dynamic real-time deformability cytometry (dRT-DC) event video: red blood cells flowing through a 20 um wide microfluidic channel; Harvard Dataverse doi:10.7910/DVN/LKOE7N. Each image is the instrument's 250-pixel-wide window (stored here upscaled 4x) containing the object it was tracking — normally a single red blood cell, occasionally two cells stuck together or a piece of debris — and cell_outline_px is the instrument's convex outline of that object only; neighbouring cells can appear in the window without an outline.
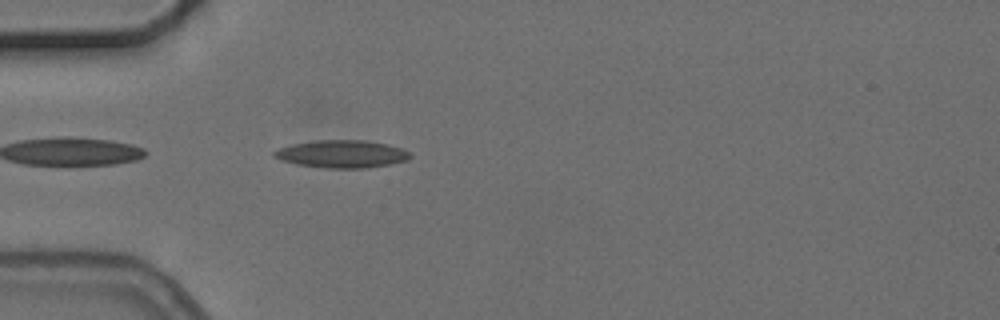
{"species": "common noctule bat (a hibernating species)", "species_latin": "Nyctalus noctula", "temperature_condition": "cold", "stored_images_in_passage": 5, "camera_frame_rate_fps": 3000, "um_per_image_px": 0.085, "animal": {"sex": "female", "body_mass_g": 24.6, "forearm_length_mm": 56.2}, "frame": {"image": 1, "passage_image": 5, "time_ms": 4.667, "image_size_px": [1000, 320], "cell_outline_px": [[412, 156], [408, 160], [368, 168], [328, 168], [296, 164], [280, 160], [272, 156], [272, 152], [280, 148], [292, 144], [316, 140], [364, 140], [388, 144], [404, 148]], "centroid_in_image_um": [29.06, 13.08], "position_along_channel_um": 55.9, "area_um2": 21.96}}